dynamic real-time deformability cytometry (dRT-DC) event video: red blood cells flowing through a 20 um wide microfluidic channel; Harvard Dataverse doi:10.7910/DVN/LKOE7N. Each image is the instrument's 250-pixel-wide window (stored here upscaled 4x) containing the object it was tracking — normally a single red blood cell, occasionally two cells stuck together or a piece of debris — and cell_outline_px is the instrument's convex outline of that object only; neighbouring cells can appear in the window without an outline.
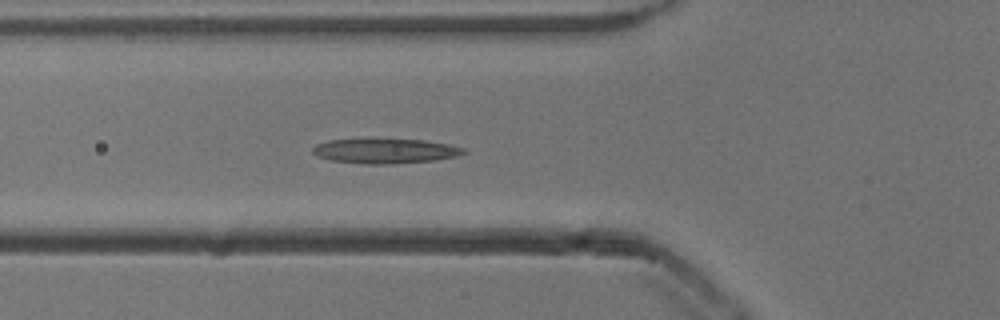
{"species": "common noctule bat (a hibernating species)", "species_latin": "Nyctalus noctula", "temperature_condition": "cold", "stored_images_in_passage": 48, "camera_frame_rate_fps": 3000, "um_per_image_px": 0.085, "animal": {"sex": "male", "body_mass_g": 13.3}, "frame": {"image": 1, "passage_image": 13, "time_ms": 4.0, "image_size_px": [1000, 320], "cell_outline_px": [[468, 152], [456, 156], [432, 160], [392, 164], [364, 164], [328, 160], [312, 152], [312, 148], [316, 144], [328, 140], [360, 136], [424, 140], [448, 144], [464, 148]], "centroid_in_image_um": [32.66, 12.78], "position_along_channel_um": 93.1, "area_um2": 22.83}}
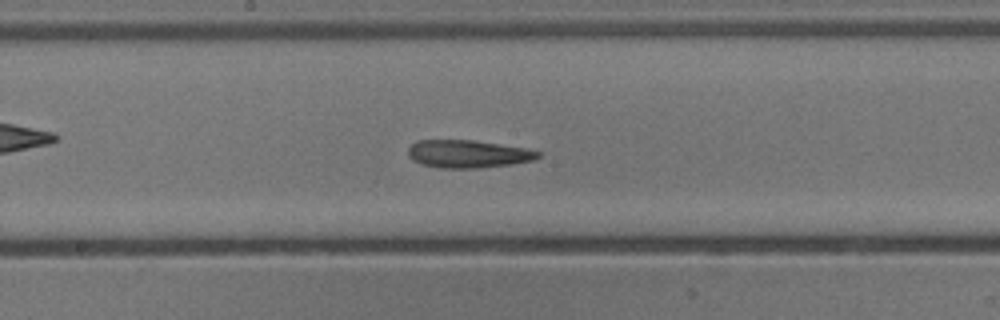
{"frame": {"image": 2, "passage_image": 22, "time_ms": 7.0, "image_size_px": [1000, 320], "cell_outline_px": [[540, 156], [532, 160], [512, 164], [480, 168], [440, 168], [420, 164], [412, 160], [408, 156], [408, 148], [416, 140], [472, 140], [524, 148], [540, 152]], "centroid_in_image_um": [39.72, 13.09], "position_along_channel_um": 208.5, "area_um2": 20.98}}
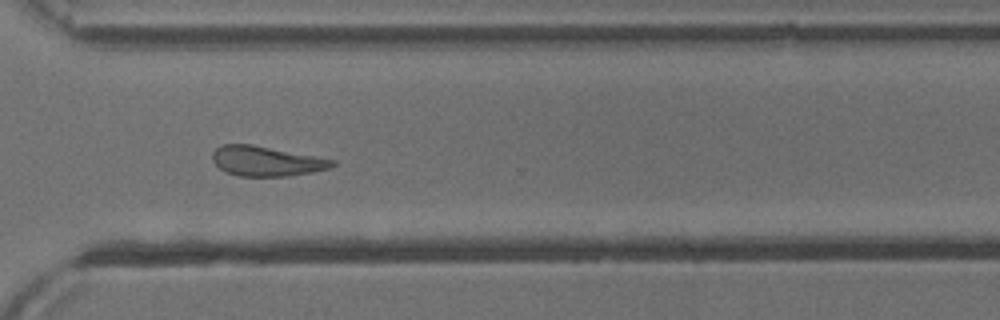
{"frame": {"image": 3, "passage_image": 33, "time_ms": 10.667, "image_size_px": [1000, 320], "cell_outline_px": [[336, 164], [328, 168], [312, 172], [288, 176], [240, 176], [224, 172], [212, 160], [212, 152], [220, 144], [252, 144], [316, 156], [336, 160]], "centroid_in_image_um": [22.61, 13.69], "position_along_channel_um": 348.0, "area_um2": 20.92}, "authors_computed_cell_mechanics": {"area_um2": 21.7328, "velocity_mm_per_s": 3.8169, "shape_relaxation_time_tau1_ms": null, "shape_relaxation_time_tau2_ms": 3.6569, "deformation_change_tau1": null, "deformation_change_tau2": 0.1293}}